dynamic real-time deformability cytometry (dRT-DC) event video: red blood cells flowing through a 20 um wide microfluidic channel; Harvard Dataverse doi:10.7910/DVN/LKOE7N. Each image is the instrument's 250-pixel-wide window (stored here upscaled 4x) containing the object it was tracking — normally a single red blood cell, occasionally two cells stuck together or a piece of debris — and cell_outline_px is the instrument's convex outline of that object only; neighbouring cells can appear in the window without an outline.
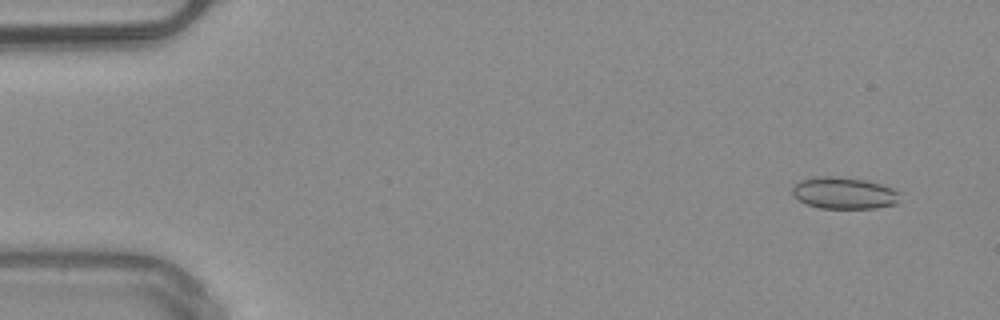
{"species": "common noctule bat (a hibernating species)", "species_latin": "Nyctalus noctula", "temperature_condition": "warm", "stored_images_in_passage": 51, "camera_frame_rate_fps": 3000, "um_per_image_px": 0.085, "animal": {"sex": "male", "body_mass_g": 20.4}, "frame": {"image": 1, "passage_image": 3, "time_ms": 0.667, "image_size_px": [1000, 320], "cell_outline_px": [[900, 192], [896, 204], [876, 208], [820, 208], [808, 204], [792, 196], [792, 188], [800, 180], [812, 176], [832, 176], [868, 180], [892, 188]], "centroid_in_image_um": [71.73, 16.4], "position_along_channel_um": 13.3, "area_um2": 19.94}}
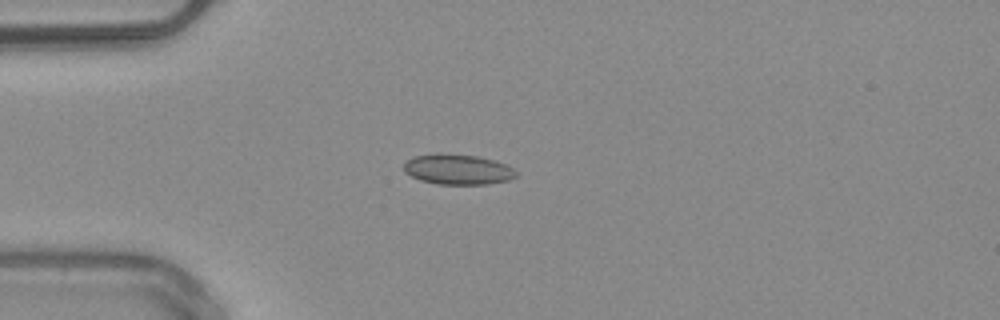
{"frame": {"image": 2, "passage_image": 13, "time_ms": 4.0, "image_size_px": [1000, 320], "cell_outline_px": [[516, 176], [508, 180], [488, 184], [436, 184], [420, 180], [404, 172], [404, 164], [408, 160], [416, 156], [440, 152], [476, 156], [492, 160], [504, 164], [512, 168], [516, 172]], "centroid_in_image_um": [38.88, 14.4], "position_along_channel_um": 46.1, "area_um2": 19.71}}
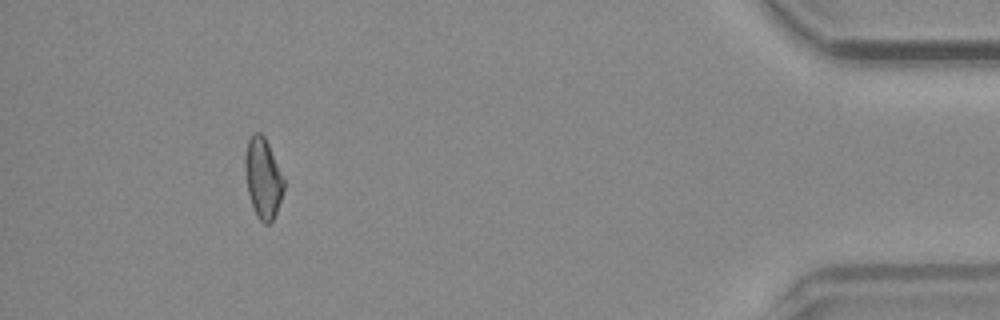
{"frame": {"image": 3, "passage_image": 46, "time_ms": 15.0, "image_size_px": [1000, 320], "cell_outline_px": [[284, 188], [276, 212], [272, 220], [268, 224], [264, 224], [256, 216], [248, 192], [244, 172], [244, 156], [248, 140], [256, 132], [260, 132], [264, 136], [268, 144], [284, 180]], "centroid_in_image_um": [22.33, 15.14], "position_along_channel_um": 412.9, "area_um2": 17.86}, "authors_computed_cell_mechanics": {"area_um2": 18.496, "velocity_mm_per_s": 4.0398, "shape_relaxation_time_tau1_ms": null, "shape_relaxation_time_tau2_ms": 2.2975, "deformation_change_tau1": null, "deformation_change_tau2": 0.0636}}